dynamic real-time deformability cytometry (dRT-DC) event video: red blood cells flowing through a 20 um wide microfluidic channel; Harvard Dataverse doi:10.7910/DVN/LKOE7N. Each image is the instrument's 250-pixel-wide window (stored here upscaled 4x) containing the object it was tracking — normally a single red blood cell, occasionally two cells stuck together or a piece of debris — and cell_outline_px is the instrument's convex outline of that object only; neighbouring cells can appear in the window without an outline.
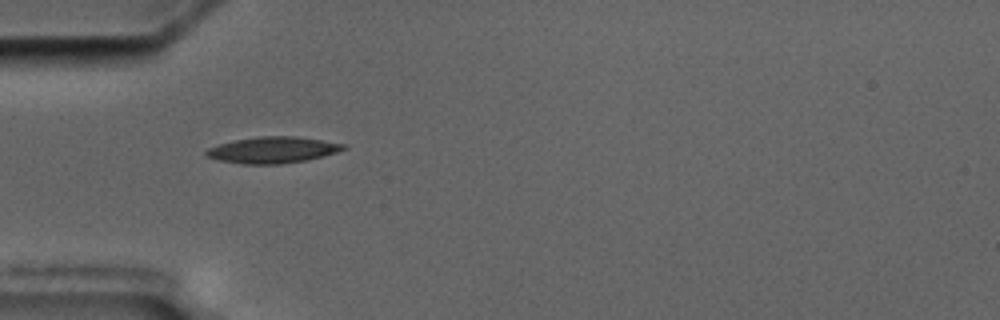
{"species": "common noctule bat (a hibernating species)", "species_latin": "Nyctalus noctula", "temperature_condition": "cold", "stored_images_in_passage": 1, "camera_frame_rate_fps": 3000, "um_per_image_px": 0.085, "animal": {"sex": "male", "body_mass_g": 17.5, "forearm_length_mm": 52.3}, "frame": {"image": 1, "passage_image": 1, "time_ms": 0.0, "image_size_px": [1000, 320], "cell_outline_px": [[348, 148], [324, 156], [304, 160], [280, 164], [244, 164], [216, 160], [204, 156], [204, 152], [208, 148], [232, 140], [260, 136], [296, 136], [344, 144]], "centroid_in_image_um": [23.13, 12.75], "position_along_channel_um": 61.9, "area_um2": 21.04}}